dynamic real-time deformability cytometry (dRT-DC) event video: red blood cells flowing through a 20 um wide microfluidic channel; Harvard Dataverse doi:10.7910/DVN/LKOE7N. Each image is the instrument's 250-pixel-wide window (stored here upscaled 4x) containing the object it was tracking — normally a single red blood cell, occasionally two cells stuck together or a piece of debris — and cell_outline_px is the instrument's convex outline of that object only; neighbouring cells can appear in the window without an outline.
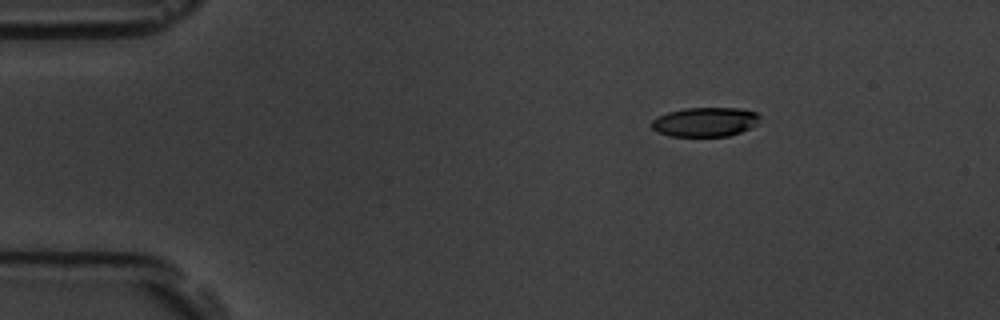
{"species": "common noctule bat (a hibernating species)", "species_latin": "Nyctalus noctula", "temperature_condition": "room temperature", "stored_images_in_passage": 13, "camera_frame_rate_fps": 3000, "um_per_image_px": 0.085, "animal": {"sex": "male", "body_mass_g": 19.5, "forearm_length_mm": 54.6}, "frame": {"image": 1, "passage_image": 1, "time_ms": 0.0, "image_size_px": [1000, 320], "cell_outline_px": [[760, 116], [756, 124], [740, 132], [728, 136], [672, 136], [660, 132], [652, 128], [652, 120], [656, 116], [668, 112], [684, 108], [740, 108], [756, 112]], "centroid_in_image_um": [59.93, 10.35], "position_along_channel_um": 25.1, "area_um2": 18.32}}
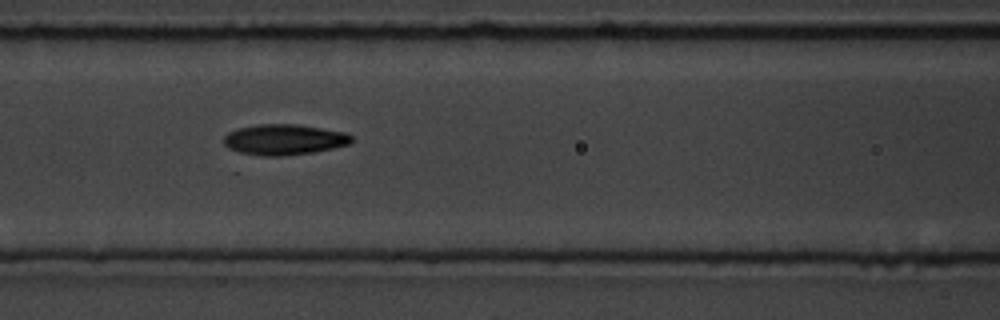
{"frame": {"image": 2, "passage_image": 5, "time_ms": 5.333, "image_size_px": [1000, 320], "cell_outline_px": [[352, 140], [348, 144], [332, 148], [312, 152], [280, 156], [260, 156], [240, 152], [228, 148], [224, 144], [224, 136], [228, 132], [240, 128], [256, 124], [296, 124], [344, 132], [352, 136]], "centroid_in_image_um": [24.11, 11.86], "position_along_channel_um": 142.5, "area_um2": 22.6}}
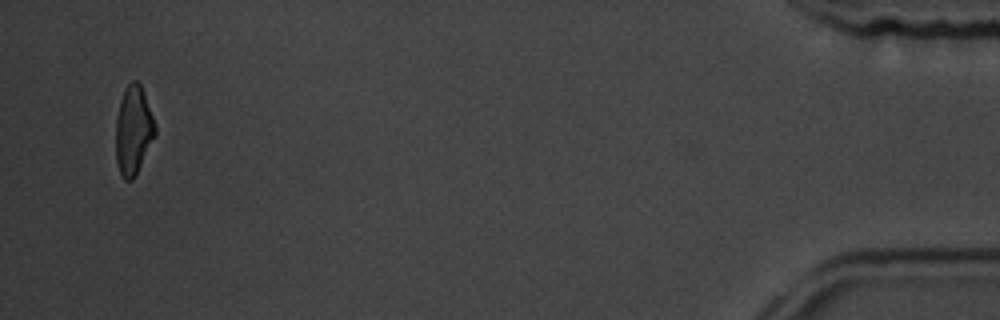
{"frame": {"image": 3, "passage_image": 13, "time_ms": 15.667, "image_size_px": [1000, 320], "cell_outline_px": [[156, 132], [132, 180], [124, 180], [120, 172], [116, 160], [116, 120], [120, 100], [128, 84], [132, 80], [136, 80], [140, 84], [144, 92], [156, 128]], "centroid_in_image_um": [11.31, 11.04], "position_along_channel_um": 423.9, "area_um2": 19.71}, "authors_computed_cell_mechanics": {"area_um2": 21.7328, "velocity_mm_per_s": 3.5579, "shape_relaxation_time_tau1_ms": 3.9472, "shape_relaxation_time_tau2_ms": 2.4053, "deformation_change_tau1": 0.132, "deformation_change_tau2": 0.0836}}